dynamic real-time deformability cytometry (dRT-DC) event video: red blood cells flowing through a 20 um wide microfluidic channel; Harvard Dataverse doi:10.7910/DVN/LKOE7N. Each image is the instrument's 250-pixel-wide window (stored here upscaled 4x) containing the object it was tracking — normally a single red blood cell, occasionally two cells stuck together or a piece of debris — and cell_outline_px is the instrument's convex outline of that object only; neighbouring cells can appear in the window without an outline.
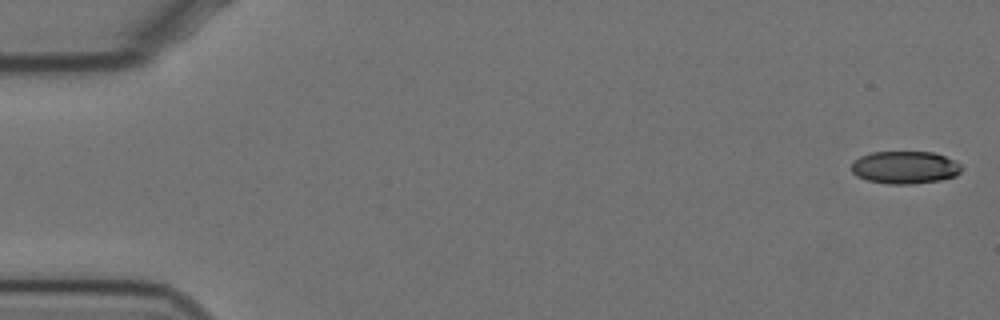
{"species": "Egyptian fruit bat (a non-hibernating species)", "species_latin": "Rousettus aegyptiacus", "temperature_condition": "cold", "stored_images_in_passage": 33, "camera_frame_rate_fps": 3000, "um_per_image_px": 0.085, "animal": {"sex": "female"}, "frame": {"image": 1, "passage_image": 1, "time_ms": 0.0, "image_size_px": [1000, 320], "cell_outline_px": [[964, 168], [956, 176], [940, 180], [912, 184], [888, 184], [868, 180], [856, 176], [852, 172], [852, 164], [860, 156], [872, 152], [932, 152], [944, 156], [960, 164]], "centroid_in_image_um": [76.93, 14.24], "position_along_channel_um": 8.1, "area_um2": 20.87}}
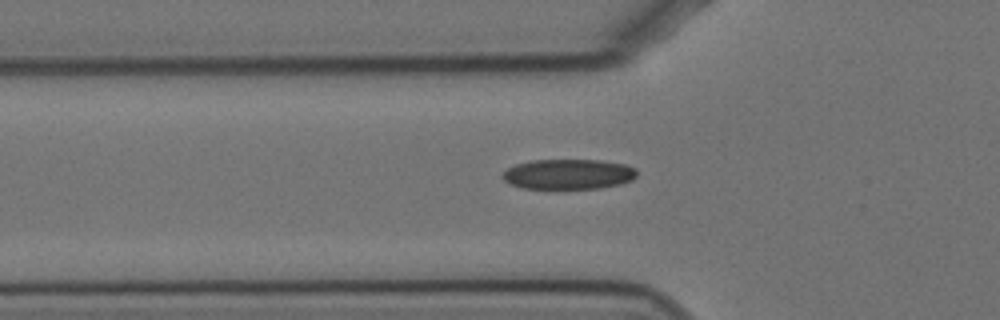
{"frame": {"image": 2, "passage_image": 19, "time_ms": 6.0, "image_size_px": [1000, 320], "cell_outline_px": [[636, 176], [632, 180], [620, 184], [600, 188], [524, 188], [512, 184], [504, 180], [500, 176], [508, 168], [516, 164], [532, 160], [600, 160], [628, 164], [636, 168]], "centroid_in_image_um": [48.35, 14.79], "position_along_channel_um": 77.5, "area_um2": 23.58}}
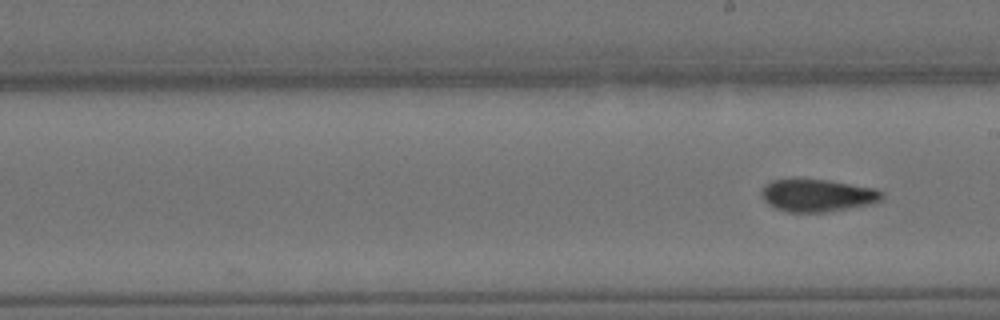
{"frame": {"image": 3, "passage_image": 33, "time_ms": 10.667, "image_size_px": [1000, 320], "cell_outline_px": [[884, 196], [880, 200], [872, 204], [824, 212], [788, 212], [776, 208], [768, 204], [760, 196], [760, 192], [764, 184], [772, 180], [828, 180], [876, 188], [884, 192]], "centroid_in_image_um": [69.48, 16.61], "position_along_channel_um": 219.5, "area_um2": 22.77}}